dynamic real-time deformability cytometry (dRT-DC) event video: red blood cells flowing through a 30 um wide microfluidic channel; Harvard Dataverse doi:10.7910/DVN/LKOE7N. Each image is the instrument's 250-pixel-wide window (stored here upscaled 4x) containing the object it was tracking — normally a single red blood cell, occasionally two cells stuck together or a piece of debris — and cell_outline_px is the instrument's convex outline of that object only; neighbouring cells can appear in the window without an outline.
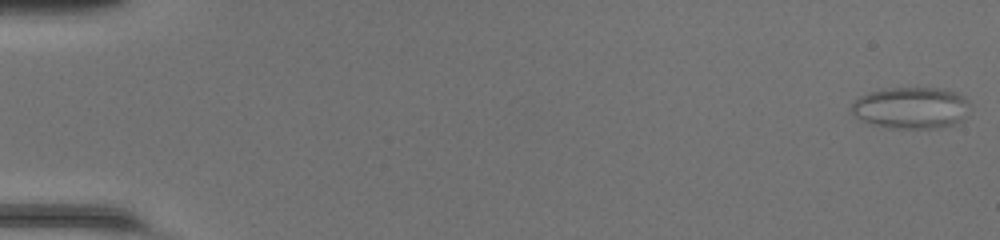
{"species": "common noctule bat (a hibernating species)", "species_latin": "Nyctalus noctula", "temperature_condition": "room temperature", "stored_images_in_passage": 49, "camera_frame_rate_fps": 3000, "um_per_image_px": 0.085, "animal": {"sex": "female", "body_mass_g": 20.0, "forearm_length_mm": 54.0}, "frame": {"image": 1, "passage_image": 1, "time_ms": 0.0, "image_size_px": [1000, 240], "cell_outline_px": [[968, 104], [964, 120], [940, 128], [888, 128], [872, 124], [856, 116], [852, 112], [852, 104], [860, 96], [880, 88], [940, 88], [956, 92], [964, 96], [968, 100]], "centroid_in_image_um": [77.46, 9.16], "position_along_channel_um": 7.5, "area_um2": 28.67}}
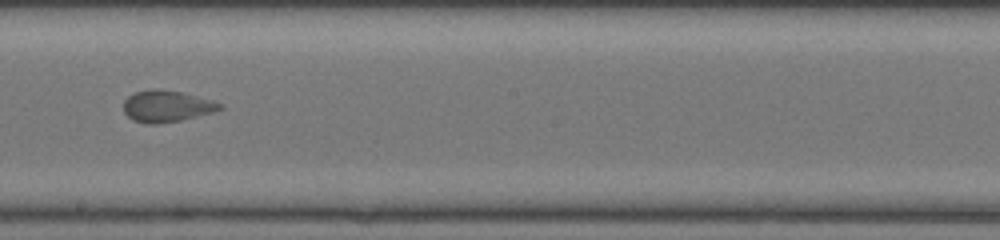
{"frame": {"image": 2, "passage_image": 29, "time_ms": 9.333, "image_size_px": [1000, 240], "cell_outline_px": [[224, 108], [216, 112], [180, 120], [156, 124], [148, 124], [132, 120], [124, 112], [124, 100], [128, 96], [136, 92], [152, 88], [156, 88], [180, 92], [212, 100], [224, 104]], "centroid_in_image_um": [14.19, 9.03], "position_along_channel_um": 234.0, "area_um2": 17.8}}
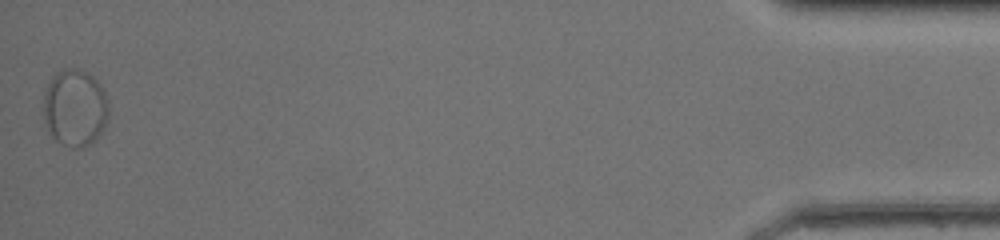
{"frame": {"image": 3, "passage_image": 49, "time_ms": 16.0, "image_size_px": [1000, 240], "cell_outline_px": [[108, 116], [104, 128], [88, 144], [80, 148], [72, 148], [60, 144], [52, 136], [44, 120], [44, 92], [52, 76], [56, 72], [64, 68], [80, 68], [88, 72], [100, 84], [108, 100]], "centroid_in_image_um": [6.36, 9.14], "position_along_channel_um": 428.8, "area_um2": 29.36}}